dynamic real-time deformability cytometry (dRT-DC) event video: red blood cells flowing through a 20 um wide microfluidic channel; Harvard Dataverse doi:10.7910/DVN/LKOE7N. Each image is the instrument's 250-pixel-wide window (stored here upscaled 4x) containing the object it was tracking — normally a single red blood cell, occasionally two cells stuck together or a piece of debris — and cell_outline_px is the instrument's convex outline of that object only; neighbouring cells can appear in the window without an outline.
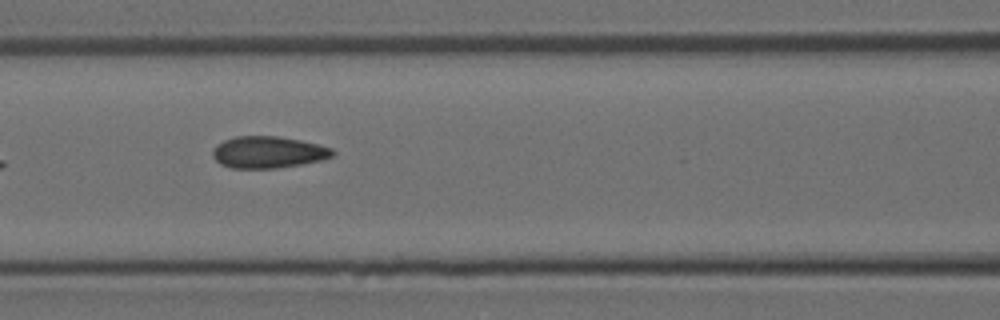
{"species": "Egyptian fruit bat (a non-hibernating species)", "species_latin": "Rousettus aegyptiacus", "temperature_condition": "room temperature", "stored_images_in_passage": 8, "camera_frame_rate_fps": 3000, "um_per_image_px": 0.085, "animal": {"sex": "female"}, "frame": {"image": 1, "passage_image": 7, "time_ms": 2.0, "image_size_px": [1000, 320], "cell_outline_px": [[336, 152], [332, 156], [320, 160], [300, 164], [276, 168], [232, 168], [220, 164], [212, 156], [212, 152], [216, 144], [224, 140], [236, 136], [276, 136], [300, 140], [332, 148]], "centroid_in_image_um": [22.76, 12.93], "position_along_channel_um": 143.8, "area_um2": 22.08}}
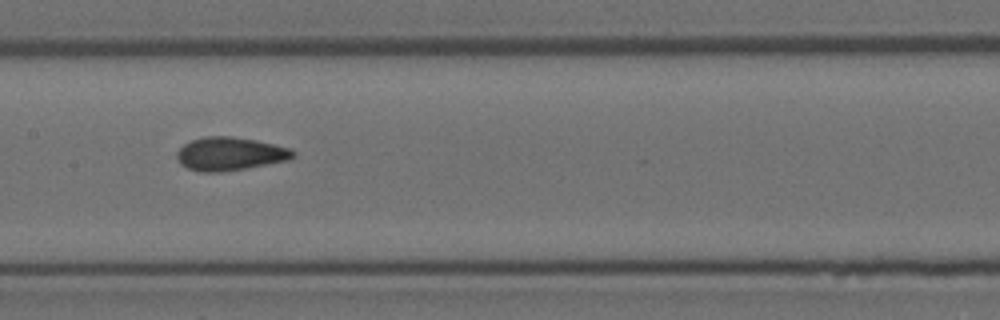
{"frame": {"image": 2, "passage_image": 8, "time_ms": 2.333, "image_size_px": [1000, 320], "cell_outline_px": [[296, 156], [288, 160], [244, 168], [220, 172], [200, 172], [188, 168], [176, 156], [176, 152], [184, 144], [192, 140], [204, 136], [232, 136], [256, 140], [292, 148], [296, 152]], "centroid_in_image_um": [19.58, 13.06], "position_along_channel_um": 187.8, "area_um2": 22.43}}